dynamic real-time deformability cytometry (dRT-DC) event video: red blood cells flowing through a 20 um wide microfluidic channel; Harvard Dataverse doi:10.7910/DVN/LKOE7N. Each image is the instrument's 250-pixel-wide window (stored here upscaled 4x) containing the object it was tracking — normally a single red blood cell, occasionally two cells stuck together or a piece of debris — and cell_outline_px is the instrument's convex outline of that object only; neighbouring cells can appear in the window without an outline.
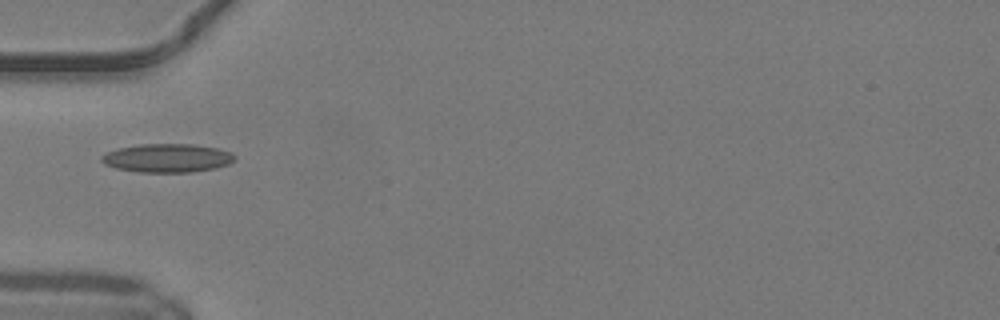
{"species": "common noctule bat (a hibernating species)", "species_latin": "Nyctalus noctula", "temperature_condition": "warm", "stored_images_in_passage": 28, "camera_frame_rate_fps": 3000, "um_per_image_px": 0.085, "animal": {"sex": "male", "body_mass_g": 19.2, "forearm_length_mm": 51.8}, "frame": {"image": 1, "passage_image": 1, "time_ms": 0.0, "image_size_px": [1000, 320], "cell_outline_px": [[236, 156], [228, 164], [216, 168], [192, 172], [140, 172], [116, 168], [104, 164], [100, 160], [100, 156], [108, 152], [120, 148], [140, 144], [192, 144], [216, 148], [232, 152]], "centroid_in_image_um": [14.21, 13.43], "position_along_channel_um": 70.8, "area_um2": 22.08}}
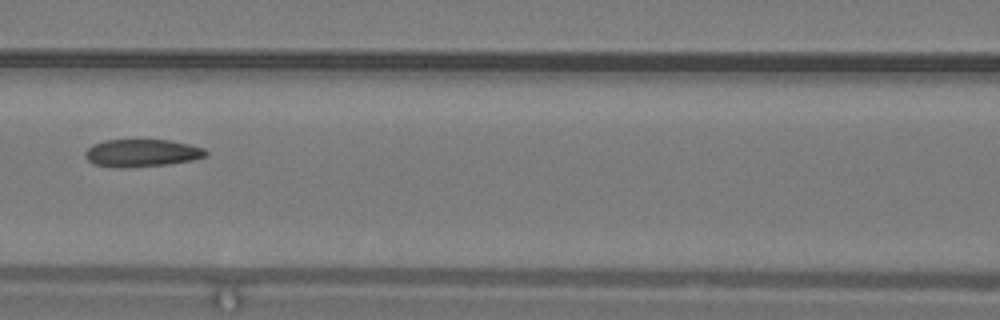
{"frame": {"image": 2, "passage_image": 7, "time_ms": 2.0, "image_size_px": [1000, 320], "cell_outline_px": [[208, 156], [192, 160], [168, 164], [120, 168], [92, 164], [84, 156], [84, 152], [92, 144], [104, 140], [168, 140], [188, 144], [204, 148], [208, 152]], "centroid_in_image_um": [12.03, 13.0], "position_along_channel_um": 154.6, "area_um2": 19.42}}
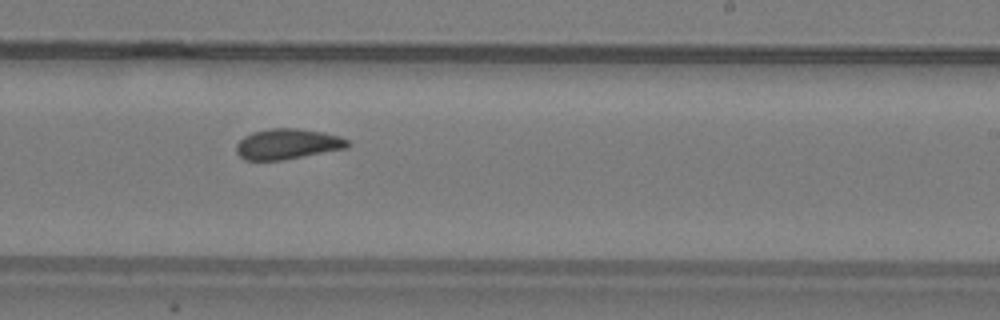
{"frame": {"image": 3, "passage_image": 15, "time_ms": 4.667, "image_size_px": [1000, 320], "cell_outline_px": [[352, 144], [348, 148], [284, 160], [244, 160], [236, 152], [236, 144], [244, 136], [252, 132], [268, 128], [296, 128], [324, 132], [340, 136], [348, 140]], "centroid_in_image_um": [24.46, 12.24], "position_along_channel_um": 264.5, "area_um2": 20.06}, "authors_computed_cell_mechanics": {"area_um2": 19.7965, "velocity_mm_per_s": 4.145, "shape_relaxation_time_tau1_ms": null, "shape_relaxation_time_tau2_ms": 2.5472, "deformation_change_tau1": null, "deformation_change_tau2": 0.078}}